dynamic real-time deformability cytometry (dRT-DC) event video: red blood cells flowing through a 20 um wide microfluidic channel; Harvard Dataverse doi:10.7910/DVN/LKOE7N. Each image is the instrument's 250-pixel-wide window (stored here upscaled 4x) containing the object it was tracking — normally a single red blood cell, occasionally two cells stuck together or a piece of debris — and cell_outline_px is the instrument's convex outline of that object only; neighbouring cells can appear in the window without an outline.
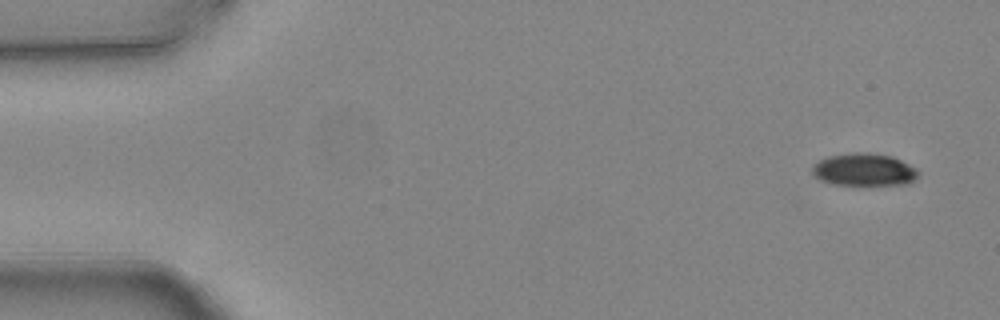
{"species": "common noctule bat (a hibernating species)", "species_latin": "Nyctalus noctula", "temperature_condition": "warm", "stored_images_in_passage": 4, "camera_frame_rate_fps": 3000, "um_per_image_px": 0.085, "animal": {"sex": "female", "body_mass_g": 24.6, "forearm_length_mm": 56.2}, "frame": {"image": 1, "passage_image": 1, "time_ms": 0.0, "image_size_px": [1000, 320], "cell_outline_px": [[920, 172], [916, 180], [908, 184], [868, 188], [832, 184], [820, 180], [812, 176], [812, 164], [828, 156], [856, 152], [868, 152], [892, 156], [916, 168]], "centroid_in_image_um": [73.46, 14.48], "position_along_channel_um": 11.5, "area_um2": 21.27}}